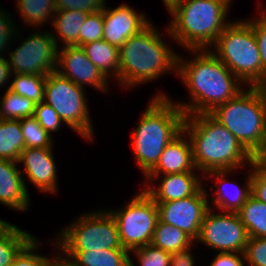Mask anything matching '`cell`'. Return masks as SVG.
<instances>
[{
	"label": "cell",
	"instance_id": "484cf974",
	"mask_svg": "<svg viewBox=\"0 0 266 266\" xmlns=\"http://www.w3.org/2000/svg\"><path fill=\"white\" fill-rule=\"evenodd\" d=\"M195 241L182 230L173 225L157 221L151 245L166 252L173 253L184 250Z\"/></svg>",
	"mask_w": 266,
	"mask_h": 266
},
{
	"label": "cell",
	"instance_id": "7a4b0ae2",
	"mask_svg": "<svg viewBox=\"0 0 266 266\" xmlns=\"http://www.w3.org/2000/svg\"><path fill=\"white\" fill-rule=\"evenodd\" d=\"M183 130L192 144L193 162L206 175L212 171H234L251 165L253 156L210 113L185 116Z\"/></svg>",
	"mask_w": 266,
	"mask_h": 266
},
{
	"label": "cell",
	"instance_id": "d590c367",
	"mask_svg": "<svg viewBox=\"0 0 266 266\" xmlns=\"http://www.w3.org/2000/svg\"><path fill=\"white\" fill-rule=\"evenodd\" d=\"M34 117L50 135L52 132L60 130L63 123L53 107L44 101L36 104Z\"/></svg>",
	"mask_w": 266,
	"mask_h": 266
},
{
	"label": "cell",
	"instance_id": "d6986e66",
	"mask_svg": "<svg viewBox=\"0 0 266 266\" xmlns=\"http://www.w3.org/2000/svg\"><path fill=\"white\" fill-rule=\"evenodd\" d=\"M18 162L0 159V203L14 211H27L30 196Z\"/></svg>",
	"mask_w": 266,
	"mask_h": 266
},
{
	"label": "cell",
	"instance_id": "f1b7e54d",
	"mask_svg": "<svg viewBox=\"0 0 266 266\" xmlns=\"http://www.w3.org/2000/svg\"><path fill=\"white\" fill-rule=\"evenodd\" d=\"M0 101V119L21 120L34 116L36 104L6 88Z\"/></svg>",
	"mask_w": 266,
	"mask_h": 266
},
{
	"label": "cell",
	"instance_id": "8992f818",
	"mask_svg": "<svg viewBox=\"0 0 266 266\" xmlns=\"http://www.w3.org/2000/svg\"><path fill=\"white\" fill-rule=\"evenodd\" d=\"M210 114L253 156L261 147L266 114V87H249L218 105Z\"/></svg>",
	"mask_w": 266,
	"mask_h": 266
},
{
	"label": "cell",
	"instance_id": "3957f363",
	"mask_svg": "<svg viewBox=\"0 0 266 266\" xmlns=\"http://www.w3.org/2000/svg\"><path fill=\"white\" fill-rule=\"evenodd\" d=\"M185 116L166 93L159 92L151 99L131 136L144 177L156 166L164 148L183 131Z\"/></svg>",
	"mask_w": 266,
	"mask_h": 266
},
{
	"label": "cell",
	"instance_id": "836d02e7",
	"mask_svg": "<svg viewBox=\"0 0 266 266\" xmlns=\"http://www.w3.org/2000/svg\"><path fill=\"white\" fill-rule=\"evenodd\" d=\"M140 266H169L171 253L151 244L131 250Z\"/></svg>",
	"mask_w": 266,
	"mask_h": 266
},
{
	"label": "cell",
	"instance_id": "7c38bea8",
	"mask_svg": "<svg viewBox=\"0 0 266 266\" xmlns=\"http://www.w3.org/2000/svg\"><path fill=\"white\" fill-rule=\"evenodd\" d=\"M213 212L210 208L205 214L197 243L219 252L244 253L249 237L239 215Z\"/></svg>",
	"mask_w": 266,
	"mask_h": 266
},
{
	"label": "cell",
	"instance_id": "74e56055",
	"mask_svg": "<svg viewBox=\"0 0 266 266\" xmlns=\"http://www.w3.org/2000/svg\"><path fill=\"white\" fill-rule=\"evenodd\" d=\"M250 168L252 196L266 204V165L253 162Z\"/></svg>",
	"mask_w": 266,
	"mask_h": 266
},
{
	"label": "cell",
	"instance_id": "52a82bcc",
	"mask_svg": "<svg viewBox=\"0 0 266 266\" xmlns=\"http://www.w3.org/2000/svg\"><path fill=\"white\" fill-rule=\"evenodd\" d=\"M212 48L213 54L242 83L261 87V55L252 26L246 20L230 22Z\"/></svg>",
	"mask_w": 266,
	"mask_h": 266
},
{
	"label": "cell",
	"instance_id": "7402d4cb",
	"mask_svg": "<svg viewBox=\"0 0 266 266\" xmlns=\"http://www.w3.org/2000/svg\"><path fill=\"white\" fill-rule=\"evenodd\" d=\"M89 60L109 79L120 83L119 48L103 39L81 46Z\"/></svg>",
	"mask_w": 266,
	"mask_h": 266
},
{
	"label": "cell",
	"instance_id": "4dcf8cb0",
	"mask_svg": "<svg viewBox=\"0 0 266 266\" xmlns=\"http://www.w3.org/2000/svg\"><path fill=\"white\" fill-rule=\"evenodd\" d=\"M20 127L25 141V148H53L50 135L34 116L20 120Z\"/></svg>",
	"mask_w": 266,
	"mask_h": 266
},
{
	"label": "cell",
	"instance_id": "30bf717a",
	"mask_svg": "<svg viewBox=\"0 0 266 266\" xmlns=\"http://www.w3.org/2000/svg\"><path fill=\"white\" fill-rule=\"evenodd\" d=\"M116 221L123 248L133 249L151 244L158 221L156 202L144 191L118 210L109 211Z\"/></svg>",
	"mask_w": 266,
	"mask_h": 266
},
{
	"label": "cell",
	"instance_id": "60d3db41",
	"mask_svg": "<svg viewBox=\"0 0 266 266\" xmlns=\"http://www.w3.org/2000/svg\"><path fill=\"white\" fill-rule=\"evenodd\" d=\"M244 253L219 252L210 266H244Z\"/></svg>",
	"mask_w": 266,
	"mask_h": 266
},
{
	"label": "cell",
	"instance_id": "44dd1931",
	"mask_svg": "<svg viewBox=\"0 0 266 266\" xmlns=\"http://www.w3.org/2000/svg\"><path fill=\"white\" fill-rule=\"evenodd\" d=\"M61 252L76 266H136L125 248Z\"/></svg>",
	"mask_w": 266,
	"mask_h": 266
},
{
	"label": "cell",
	"instance_id": "b9f144b4",
	"mask_svg": "<svg viewBox=\"0 0 266 266\" xmlns=\"http://www.w3.org/2000/svg\"><path fill=\"white\" fill-rule=\"evenodd\" d=\"M191 246L171 253L169 266H194V256L191 254Z\"/></svg>",
	"mask_w": 266,
	"mask_h": 266
},
{
	"label": "cell",
	"instance_id": "2e32d148",
	"mask_svg": "<svg viewBox=\"0 0 266 266\" xmlns=\"http://www.w3.org/2000/svg\"><path fill=\"white\" fill-rule=\"evenodd\" d=\"M53 148H25L18 163H23L24 172L33 186L44 193L54 194L57 191V168ZM21 162V163H20Z\"/></svg>",
	"mask_w": 266,
	"mask_h": 266
},
{
	"label": "cell",
	"instance_id": "7dc6e473",
	"mask_svg": "<svg viewBox=\"0 0 266 266\" xmlns=\"http://www.w3.org/2000/svg\"><path fill=\"white\" fill-rule=\"evenodd\" d=\"M225 1L230 5L232 0H225Z\"/></svg>",
	"mask_w": 266,
	"mask_h": 266
},
{
	"label": "cell",
	"instance_id": "ba28073f",
	"mask_svg": "<svg viewBox=\"0 0 266 266\" xmlns=\"http://www.w3.org/2000/svg\"><path fill=\"white\" fill-rule=\"evenodd\" d=\"M58 234L54 246L59 251H88L123 248L115 219L107 211L81 215Z\"/></svg>",
	"mask_w": 266,
	"mask_h": 266
},
{
	"label": "cell",
	"instance_id": "e0dca14e",
	"mask_svg": "<svg viewBox=\"0 0 266 266\" xmlns=\"http://www.w3.org/2000/svg\"><path fill=\"white\" fill-rule=\"evenodd\" d=\"M196 171L193 162L192 144L189 136L183 130L164 148L158 163L145 176V179L147 184H152L161 175Z\"/></svg>",
	"mask_w": 266,
	"mask_h": 266
},
{
	"label": "cell",
	"instance_id": "ee69618b",
	"mask_svg": "<svg viewBox=\"0 0 266 266\" xmlns=\"http://www.w3.org/2000/svg\"><path fill=\"white\" fill-rule=\"evenodd\" d=\"M253 161L261 165H266V114L263 142L259 150L253 155Z\"/></svg>",
	"mask_w": 266,
	"mask_h": 266
},
{
	"label": "cell",
	"instance_id": "cb8c5ba5",
	"mask_svg": "<svg viewBox=\"0 0 266 266\" xmlns=\"http://www.w3.org/2000/svg\"><path fill=\"white\" fill-rule=\"evenodd\" d=\"M33 237L27 231L2 219L0 222V266L10 264Z\"/></svg>",
	"mask_w": 266,
	"mask_h": 266
},
{
	"label": "cell",
	"instance_id": "ffe728a7",
	"mask_svg": "<svg viewBox=\"0 0 266 266\" xmlns=\"http://www.w3.org/2000/svg\"><path fill=\"white\" fill-rule=\"evenodd\" d=\"M229 173H233V172L232 171H212V172L207 173L204 176V179L208 178L209 180L211 179V176H212V177H215L214 179H216L219 184V187L215 189L216 192L213 193L214 198H212L211 201H209V203L212 202L213 205H215L213 207H216L220 211L222 210L223 212L237 213L241 209V207L244 205L246 200L252 195L251 171L249 172L248 177H246V182L244 184L245 187H240L236 183L228 181L226 178ZM230 186H234L235 191H231V192H229V190L227 191V187L229 188Z\"/></svg>",
	"mask_w": 266,
	"mask_h": 266
},
{
	"label": "cell",
	"instance_id": "1f68e13d",
	"mask_svg": "<svg viewBox=\"0 0 266 266\" xmlns=\"http://www.w3.org/2000/svg\"><path fill=\"white\" fill-rule=\"evenodd\" d=\"M103 29V9L95 13H89L79 32V46L103 39Z\"/></svg>",
	"mask_w": 266,
	"mask_h": 266
},
{
	"label": "cell",
	"instance_id": "6da1fadb",
	"mask_svg": "<svg viewBox=\"0 0 266 266\" xmlns=\"http://www.w3.org/2000/svg\"><path fill=\"white\" fill-rule=\"evenodd\" d=\"M190 61L178 57L177 76L189 90L192 101L175 103L186 116L210 113L218 105L237 96L242 82L219 60L211 49L189 50Z\"/></svg>",
	"mask_w": 266,
	"mask_h": 266
},
{
	"label": "cell",
	"instance_id": "ab89813d",
	"mask_svg": "<svg viewBox=\"0 0 266 266\" xmlns=\"http://www.w3.org/2000/svg\"><path fill=\"white\" fill-rule=\"evenodd\" d=\"M11 16V14H7V11H3V8H0V57H4L2 55L3 51L5 55V51L9 48L7 45L14 40L12 37L19 35L18 25H15L13 20H11L13 18V16Z\"/></svg>",
	"mask_w": 266,
	"mask_h": 266
},
{
	"label": "cell",
	"instance_id": "f546056e",
	"mask_svg": "<svg viewBox=\"0 0 266 266\" xmlns=\"http://www.w3.org/2000/svg\"><path fill=\"white\" fill-rule=\"evenodd\" d=\"M8 86L12 92L32 100L35 104L44 101L46 76L37 74H14Z\"/></svg>",
	"mask_w": 266,
	"mask_h": 266
},
{
	"label": "cell",
	"instance_id": "5b68a950",
	"mask_svg": "<svg viewBox=\"0 0 266 266\" xmlns=\"http://www.w3.org/2000/svg\"><path fill=\"white\" fill-rule=\"evenodd\" d=\"M229 8L225 0H182L169 11L166 33L186 50L211 49L230 23Z\"/></svg>",
	"mask_w": 266,
	"mask_h": 266
},
{
	"label": "cell",
	"instance_id": "ac0fdd59",
	"mask_svg": "<svg viewBox=\"0 0 266 266\" xmlns=\"http://www.w3.org/2000/svg\"><path fill=\"white\" fill-rule=\"evenodd\" d=\"M161 182L154 187L148 184L143 189L156 203L176 201L194 195L203 185L202 177L195 172L166 174L161 176Z\"/></svg>",
	"mask_w": 266,
	"mask_h": 266
},
{
	"label": "cell",
	"instance_id": "f6af8a7d",
	"mask_svg": "<svg viewBox=\"0 0 266 266\" xmlns=\"http://www.w3.org/2000/svg\"><path fill=\"white\" fill-rule=\"evenodd\" d=\"M58 253L57 256L50 258L48 266H76L70 258L64 256V254L62 255L61 251H58Z\"/></svg>",
	"mask_w": 266,
	"mask_h": 266
},
{
	"label": "cell",
	"instance_id": "8fae6325",
	"mask_svg": "<svg viewBox=\"0 0 266 266\" xmlns=\"http://www.w3.org/2000/svg\"><path fill=\"white\" fill-rule=\"evenodd\" d=\"M58 38L50 31L35 32L8 53L12 74L47 76L55 72L58 62Z\"/></svg>",
	"mask_w": 266,
	"mask_h": 266
},
{
	"label": "cell",
	"instance_id": "8d00e7d4",
	"mask_svg": "<svg viewBox=\"0 0 266 266\" xmlns=\"http://www.w3.org/2000/svg\"><path fill=\"white\" fill-rule=\"evenodd\" d=\"M244 257L248 266H266V238H248Z\"/></svg>",
	"mask_w": 266,
	"mask_h": 266
},
{
	"label": "cell",
	"instance_id": "e575fe53",
	"mask_svg": "<svg viewBox=\"0 0 266 266\" xmlns=\"http://www.w3.org/2000/svg\"><path fill=\"white\" fill-rule=\"evenodd\" d=\"M256 18L246 20L254 31L261 55V87H266V10Z\"/></svg>",
	"mask_w": 266,
	"mask_h": 266
},
{
	"label": "cell",
	"instance_id": "603a6c76",
	"mask_svg": "<svg viewBox=\"0 0 266 266\" xmlns=\"http://www.w3.org/2000/svg\"><path fill=\"white\" fill-rule=\"evenodd\" d=\"M89 13L80 10L56 11L52 25L64 46H79V32ZM65 43V44H64Z\"/></svg>",
	"mask_w": 266,
	"mask_h": 266
},
{
	"label": "cell",
	"instance_id": "f35d334b",
	"mask_svg": "<svg viewBox=\"0 0 266 266\" xmlns=\"http://www.w3.org/2000/svg\"><path fill=\"white\" fill-rule=\"evenodd\" d=\"M105 0H55L56 11L80 10L87 13L101 11L105 7Z\"/></svg>",
	"mask_w": 266,
	"mask_h": 266
},
{
	"label": "cell",
	"instance_id": "4fadbf2b",
	"mask_svg": "<svg viewBox=\"0 0 266 266\" xmlns=\"http://www.w3.org/2000/svg\"><path fill=\"white\" fill-rule=\"evenodd\" d=\"M207 193L202 186L192 196L176 201L156 203L159 220L182 230L196 243L204 216L210 209Z\"/></svg>",
	"mask_w": 266,
	"mask_h": 266
},
{
	"label": "cell",
	"instance_id": "83f0119b",
	"mask_svg": "<svg viewBox=\"0 0 266 266\" xmlns=\"http://www.w3.org/2000/svg\"><path fill=\"white\" fill-rule=\"evenodd\" d=\"M16 3L22 20L32 28L52 20L56 12L55 0H17Z\"/></svg>",
	"mask_w": 266,
	"mask_h": 266
},
{
	"label": "cell",
	"instance_id": "9a60e30c",
	"mask_svg": "<svg viewBox=\"0 0 266 266\" xmlns=\"http://www.w3.org/2000/svg\"><path fill=\"white\" fill-rule=\"evenodd\" d=\"M103 8V40L118 48L131 36L138 34L151 21L126 3L112 9Z\"/></svg>",
	"mask_w": 266,
	"mask_h": 266
},
{
	"label": "cell",
	"instance_id": "d4e9b609",
	"mask_svg": "<svg viewBox=\"0 0 266 266\" xmlns=\"http://www.w3.org/2000/svg\"><path fill=\"white\" fill-rule=\"evenodd\" d=\"M24 149L20 120L0 119V159L18 162Z\"/></svg>",
	"mask_w": 266,
	"mask_h": 266
},
{
	"label": "cell",
	"instance_id": "7bdbcfd3",
	"mask_svg": "<svg viewBox=\"0 0 266 266\" xmlns=\"http://www.w3.org/2000/svg\"><path fill=\"white\" fill-rule=\"evenodd\" d=\"M12 76L7 59L5 57H0V86L4 87L3 85L6 84Z\"/></svg>",
	"mask_w": 266,
	"mask_h": 266
},
{
	"label": "cell",
	"instance_id": "277c9868",
	"mask_svg": "<svg viewBox=\"0 0 266 266\" xmlns=\"http://www.w3.org/2000/svg\"><path fill=\"white\" fill-rule=\"evenodd\" d=\"M178 57L150 22L119 48L120 85L133 88L169 71L177 72Z\"/></svg>",
	"mask_w": 266,
	"mask_h": 266
},
{
	"label": "cell",
	"instance_id": "d6a6232c",
	"mask_svg": "<svg viewBox=\"0 0 266 266\" xmlns=\"http://www.w3.org/2000/svg\"><path fill=\"white\" fill-rule=\"evenodd\" d=\"M39 247V241L34 236L7 266H48L50 258L36 253Z\"/></svg>",
	"mask_w": 266,
	"mask_h": 266
},
{
	"label": "cell",
	"instance_id": "4316f807",
	"mask_svg": "<svg viewBox=\"0 0 266 266\" xmlns=\"http://www.w3.org/2000/svg\"><path fill=\"white\" fill-rule=\"evenodd\" d=\"M249 238H266V204L252 195L237 212Z\"/></svg>",
	"mask_w": 266,
	"mask_h": 266
},
{
	"label": "cell",
	"instance_id": "9c48e42d",
	"mask_svg": "<svg viewBox=\"0 0 266 266\" xmlns=\"http://www.w3.org/2000/svg\"><path fill=\"white\" fill-rule=\"evenodd\" d=\"M85 93L84 88L57 71L46 76L44 102L53 107L62 122L91 143L94 130Z\"/></svg>",
	"mask_w": 266,
	"mask_h": 266
},
{
	"label": "cell",
	"instance_id": "bcb514c9",
	"mask_svg": "<svg viewBox=\"0 0 266 266\" xmlns=\"http://www.w3.org/2000/svg\"><path fill=\"white\" fill-rule=\"evenodd\" d=\"M182 0H163L164 6L169 12L174 6L179 4Z\"/></svg>",
	"mask_w": 266,
	"mask_h": 266
},
{
	"label": "cell",
	"instance_id": "5bb4252c",
	"mask_svg": "<svg viewBox=\"0 0 266 266\" xmlns=\"http://www.w3.org/2000/svg\"><path fill=\"white\" fill-rule=\"evenodd\" d=\"M56 71L63 77L84 88L86 85L107 92L108 79L89 60L80 46H64L58 51Z\"/></svg>",
	"mask_w": 266,
	"mask_h": 266
}]
</instances>
